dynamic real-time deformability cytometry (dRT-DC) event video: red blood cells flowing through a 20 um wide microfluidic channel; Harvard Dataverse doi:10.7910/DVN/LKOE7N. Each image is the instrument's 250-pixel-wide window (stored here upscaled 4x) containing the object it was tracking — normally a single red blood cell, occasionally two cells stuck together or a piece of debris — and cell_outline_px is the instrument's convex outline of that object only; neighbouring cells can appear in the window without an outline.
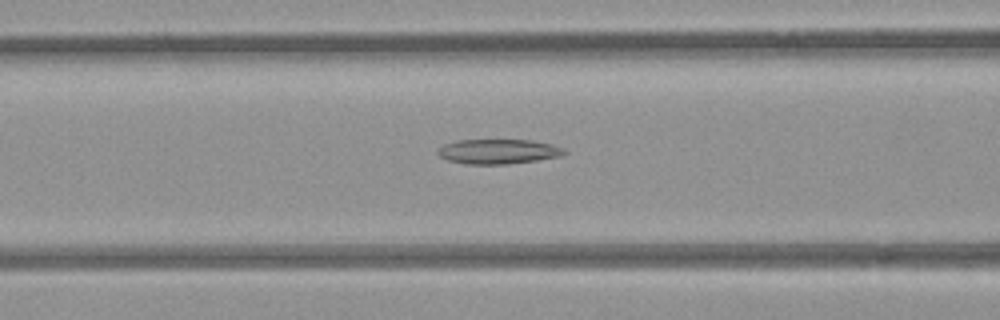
{"species": "common noctule bat (a hibernating species)", "species_latin": "Nyctalus noctula", "temperature_condition": "room temperature", "stored_images_in_passage": 34, "camera_frame_rate_fps": 3000, "um_per_image_px": 0.085, "animal": {"sex": "female", "body_mass_g": 21.9}, "frame": {"image": 1, "passage_image": 8, "time_ms": 2.333, "image_size_px": [1000, 320], "cell_outline_px": [[568, 152], [560, 156], [536, 160], [508, 164], [464, 164], [448, 160], [440, 156], [436, 152], [444, 144], [456, 140], [532, 140], [552, 144], [564, 148]], "centroid_in_image_um": [42.36, 12.87], "position_along_channel_um": 124.2, "area_um2": 18.26}}
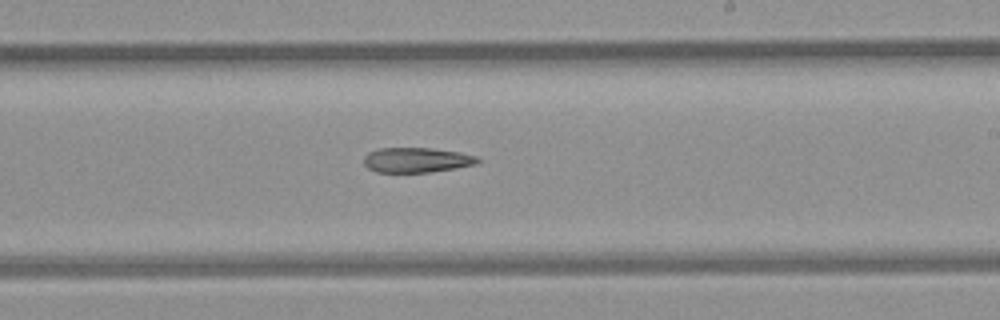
{"frame": {"image": 2, "passage_image": 18, "time_ms": 5.667, "image_size_px": [1000, 320], "cell_outline_px": [[480, 160], [476, 164], [456, 168], [432, 172], [376, 172], [368, 168], [364, 164], [364, 156], [368, 152], [380, 148], [432, 148], [460, 152], [476, 156]], "centroid_in_image_um": [35.41, 13.6], "position_along_channel_um": 253.6, "area_um2": 16.59}}
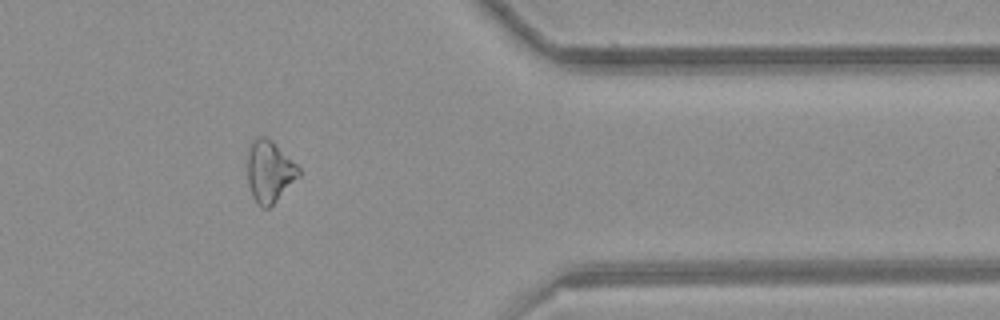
{"frame": {"image": 3, "passage_image": 30, "time_ms": 9.667, "image_size_px": [1000, 320], "cell_outline_px": [[300, 176], [268, 208], [264, 208], [256, 204], [252, 196], [248, 184], [248, 152], [252, 140], [260, 136], [264, 136], [272, 140], [300, 168]], "centroid_in_image_um": [22.9, 14.57], "position_along_channel_um": 388.5, "area_um2": 18.32}}